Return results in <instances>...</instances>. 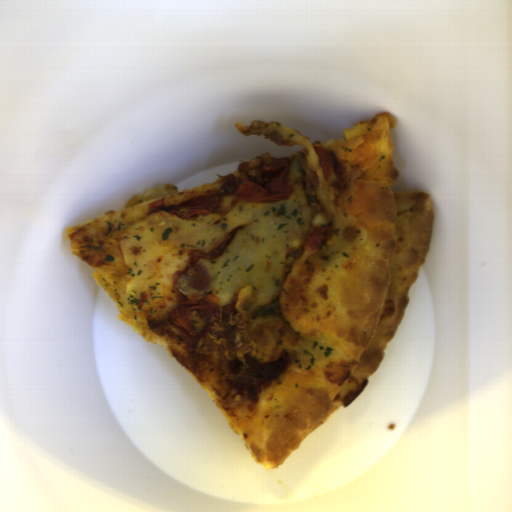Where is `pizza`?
Returning <instances> with one entry per match:
<instances>
[{
  "label": "pizza",
  "mask_w": 512,
  "mask_h": 512,
  "mask_svg": "<svg viewBox=\"0 0 512 512\" xmlns=\"http://www.w3.org/2000/svg\"><path fill=\"white\" fill-rule=\"evenodd\" d=\"M395 125L396 117L381 112L344 130L341 138L316 143L277 121L234 125L244 136L258 134L279 146L302 148L288 157L286 189L292 186L295 194L302 189L309 200L308 234L330 227L331 237L317 252L305 251L303 244L287 251L281 288L268 305L252 307L251 285L239 288L229 303L218 306V321L200 340L169 320L180 303L195 300L178 281L201 259L215 261L241 227L208 253L153 249L146 259L148 274L161 287L148 311L126 307L127 271L118 236L200 195H219L212 214L251 203L224 190L230 174L132 208L109 209L66 232L70 250L94 269L93 278L119 311L118 319L165 348L265 468L283 464L311 432L354 402L408 308L409 291L430 249L435 212L429 192L395 191ZM315 146L330 151L334 160L327 181Z\"/></svg>",
  "instance_id": "1"
}]
</instances>
